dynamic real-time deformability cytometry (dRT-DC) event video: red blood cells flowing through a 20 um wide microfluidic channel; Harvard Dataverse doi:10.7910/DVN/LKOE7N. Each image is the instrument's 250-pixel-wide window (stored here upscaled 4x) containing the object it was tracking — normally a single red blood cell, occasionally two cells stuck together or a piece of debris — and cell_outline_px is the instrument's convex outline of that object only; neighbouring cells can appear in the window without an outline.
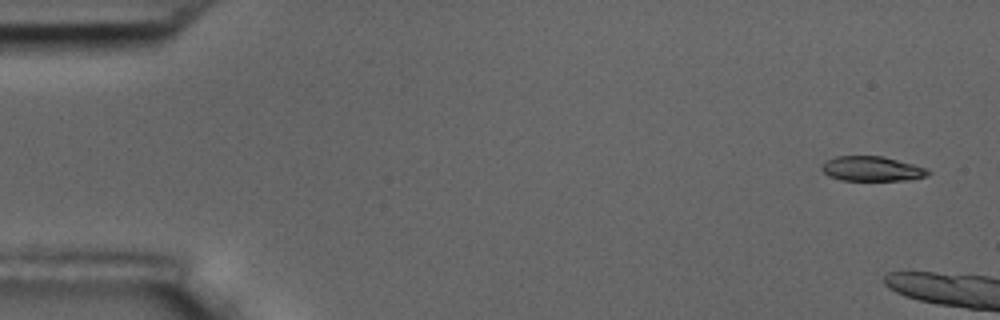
{"species": "common noctule bat (a hibernating species)", "species_latin": "Nyctalus noctula", "temperature_condition": "room temperature", "stored_images_in_passage": 3, "camera_frame_rate_fps": 3000, "um_per_image_px": 0.085, "animal": {"sex": "male", "body_mass_g": 17.5, "forearm_length_mm": 52.3}, "frame": {"image": 1, "passage_image": 1, "time_ms": 0.0, "image_size_px": [1000, 320], "cell_outline_px": [[932, 172], [928, 176], [908, 180], [840, 180], [828, 176], [820, 168], [820, 164], [836, 156], [880, 156], [928, 168]], "centroid_in_image_um": [74.11, 14.35], "position_along_channel_um": 10.9, "area_um2": 15.37}}